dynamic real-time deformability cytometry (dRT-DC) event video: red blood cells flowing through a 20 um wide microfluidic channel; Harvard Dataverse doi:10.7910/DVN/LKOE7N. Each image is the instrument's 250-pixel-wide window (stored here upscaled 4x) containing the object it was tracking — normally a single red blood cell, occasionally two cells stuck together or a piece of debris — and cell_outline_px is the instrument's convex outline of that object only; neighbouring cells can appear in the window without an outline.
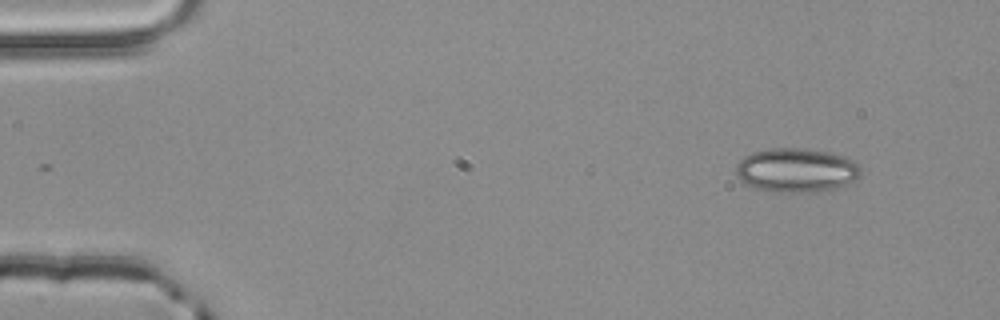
{"species": "common noctule bat (a hibernating species)", "species_latin": "Nyctalus noctula", "temperature_condition": "room temperature", "stored_images_in_passage": 3, "camera_frame_rate_fps": 3000, "um_per_image_px": 0.085, "animal": {"sex": "male", "body_mass_g": 20.4}, "frame": {"image": 1, "passage_image": 1, "time_ms": 0.0, "image_size_px": [1000, 320], "cell_outline_px": [[860, 172], [852, 180], [836, 188], [792, 192], [780, 192], [756, 188], [740, 180], [736, 176], [736, 164], [744, 156], [752, 152], [772, 148], [800, 148], [828, 152], [844, 156], [852, 160], [860, 168]], "centroid_in_image_um": [67.62, 14.44], "position_along_channel_um": 17.4, "area_um2": 31.33}}
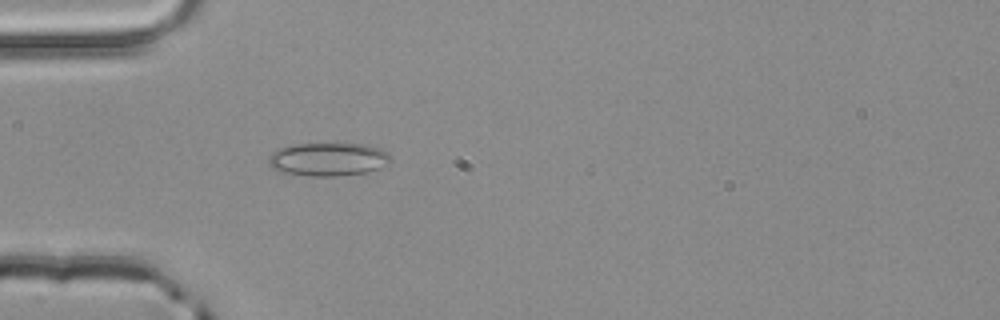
{"frame": {"image": 2, "passage_image": 3, "time_ms": 0.667, "image_size_px": [1000, 320], "cell_outline_px": [[392, 160], [388, 164], [380, 168], [368, 172], [340, 176], [308, 176], [280, 172], [272, 168], [268, 164], [268, 156], [272, 152], [280, 148], [296, 144], [368, 144], [380, 148], [388, 152]], "centroid_in_image_um": [27.91, 13.55], "position_along_channel_um": 57.1, "area_um2": 23.99}}